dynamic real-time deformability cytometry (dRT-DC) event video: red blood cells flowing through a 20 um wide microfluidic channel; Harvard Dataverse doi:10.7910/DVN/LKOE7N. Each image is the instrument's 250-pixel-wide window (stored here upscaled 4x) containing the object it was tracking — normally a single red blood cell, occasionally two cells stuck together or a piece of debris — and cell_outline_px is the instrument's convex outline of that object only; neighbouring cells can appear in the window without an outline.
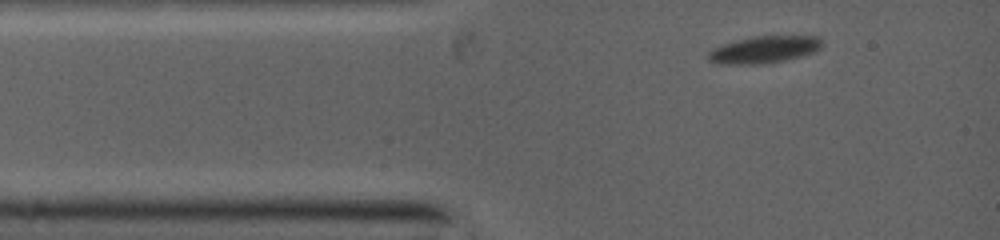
{"species": "common noctule bat (a hibernating species)", "species_latin": "Nyctalus noctula", "temperature_condition": "warm", "stored_images_in_passage": 46, "camera_frame_rate_fps": 5000, "um_per_image_px": 0.085, "animal": {"sex": "female", "body_mass_g": 19.0, "forearm_length_mm": 53.3}, "frame": {"image": 1, "passage_image": 1, "time_ms": 0.0, "image_size_px": [1000, 240], "cell_outline_px": [[820, 48], [812, 52], [800, 56], [784, 60], [756, 64], [720, 64], [708, 60], [708, 52], [716, 48], [728, 44], [744, 40], [764, 36], [816, 36], [820, 40]], "centroid_in_image_um": [64.97, 4.24], "position_along_channel_um": 20.0, "area_um2": 16.99}}
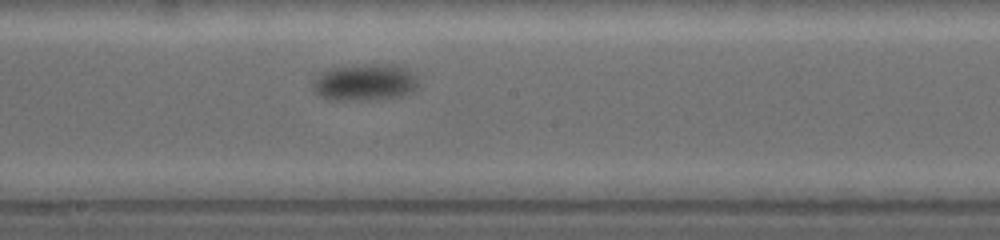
{"frame": {"image": 2, "passage_image": 27, "time_ms": 5.8, "image_size_px": [1000, 240], "cell_outline_px": [[416, 88], [400, 96], [320, 96], [316, 92], [316, 80], [320, 72], [332, 68], [352, 64], [376, 64], [392, 68], [404, 72], [412, 76], [416, 84]], "centroid_in_image_um": [30.93, 6.92], "position_along_channel_um": 217.3, "area_um2": 19.65}}
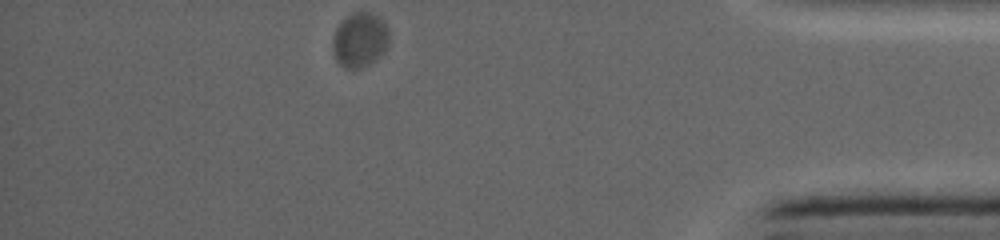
{"frame": {"image": 3, "passage_image": 46, "time_ms": 11.8, "image_size_px": [1000, 240], "cell_outline_px": [[388, 44], [380, 56], [360, 68], [348, 68], [340, 64], [336, 60], [332, 44], [336, 28], [348, 16], [356, 12], [372, 12], [388, 28]], "centroid_in_image_um": [30.58, 3.39], "position_along_channel_um": 404.6, "area_um2": 17.4}}